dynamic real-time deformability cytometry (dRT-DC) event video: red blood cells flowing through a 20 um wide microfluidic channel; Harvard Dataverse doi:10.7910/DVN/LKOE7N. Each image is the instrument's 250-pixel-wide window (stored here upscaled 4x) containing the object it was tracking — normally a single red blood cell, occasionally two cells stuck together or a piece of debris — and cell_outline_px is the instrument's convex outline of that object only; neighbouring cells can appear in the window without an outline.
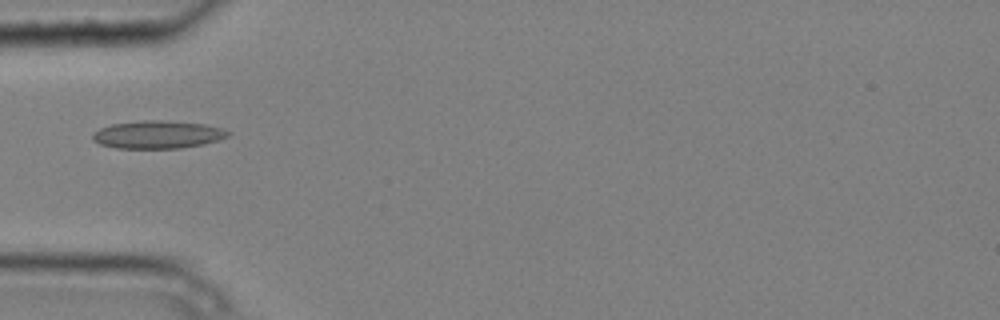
{"species": "common noctule bat (a hibernating species)", "species_latin": "Nyctalus noctula", "temperature_condition": "cold", "stored_images_in_passage": 7, "camera_frame_rate_fps": 3000, "um_per_image_px": 0.085, "animal": {"sex": "male", "body_mass_g": 20.4}, "frame": {"image": 1, "passage_image": 4, "time_ms": 1.0, "image_size_px": [1000, 320], "cell_outline_px": [[232, 132], [228, 136], [220, 140], [204, 144], [180, 148], [116, 148], [100, 144], [92, 140], [92, 132], [100, 128], [112, 124], [144, 120], [160, 120], [204, 124], [220, 128]], "centroid_in_image_um": [13.39, 11.44], "position_along_channel_um": 71.6, "area_um2": 21.96}}
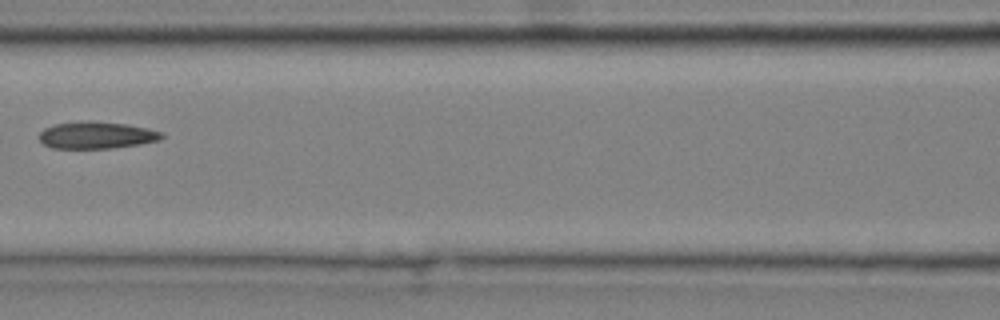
{"frame": {"image": 2, "passage_image": 6, "time_ms": 1.667, "image_size_px": [1000, 320], "cell_outline_px": [[164, 136], [160, 140], [140, 144], [112, 148], [52, 148], [44, 144], [40, 140], [40, 132], [44, 128], [52, 124], [84, 120], [88, 120], [128, 124], [148, 128], [160, 132]], "centroid_in_image_um": [8.19, 11.47], "position_along_channel_um": 158.4, "area_um2": 19.42}}
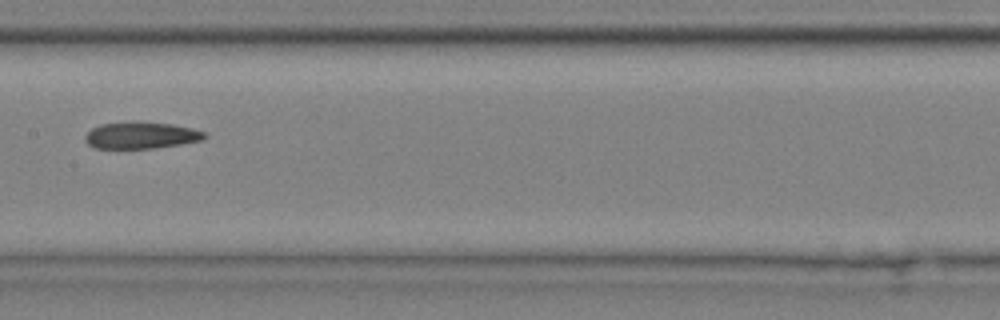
{"frame": {"image": 3, "passage_image": 7, "time_ms": 2.0, "image_size_px": [1000, 320], "cell_outline_px": [[208, 136], [204, 140], [180, 144], [152, 148], [96, 148], [88, 144], [84, 140], [84, 136], [92, 128], [100, 124], [172, 124], [192, 128], [204, 132]], "centroid_in_image_um": [12.01, 11.54], "position_along_channel_um": 195.4, "area_um2": 17.8}}